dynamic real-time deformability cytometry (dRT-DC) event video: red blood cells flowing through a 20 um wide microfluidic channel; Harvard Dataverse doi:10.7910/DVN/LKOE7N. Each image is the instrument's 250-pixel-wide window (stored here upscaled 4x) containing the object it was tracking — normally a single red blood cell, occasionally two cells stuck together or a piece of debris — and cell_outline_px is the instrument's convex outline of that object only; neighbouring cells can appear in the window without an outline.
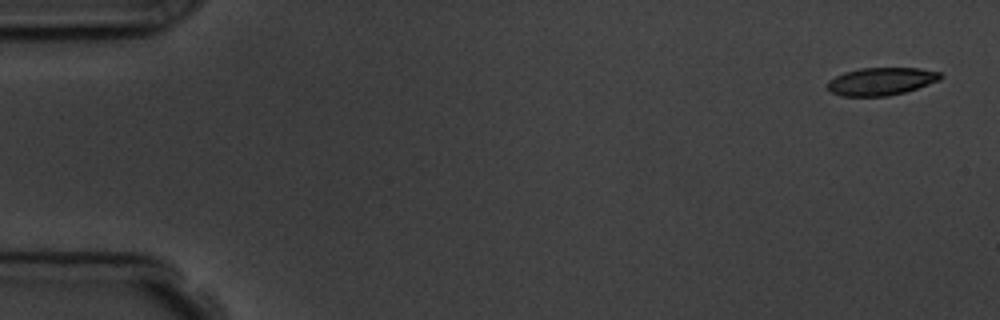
{"species": "common noctule bat (a hibernating species)", "species_latin": "Nyctalus noctula", "temperature_condition": "room temperature", "stored_images_in_passage": 5, "camera_frame_rate_fps": 3000, "um_per_image_px": 0.085, "animal": {"sex": "male", "body_mass_g": 19.5, "forearm_length_mm": 54.6}, "frame": {"image": 1, "passage_image": 1, "time_ms": 0.0, "image_size_px": [1000, 320], "cell_outline_px": [[944, 76], [940, 80], [904, 92], [888, 96], [840, 96], [832, 92], [828, 88], [828, 80], [844, 72], [860, 68], [920, 68], [940, 72]], "centroid_in_image_um": [74.9, 6.91], "position_along_channel_um": 10.1, "area_um2": 18.21}}
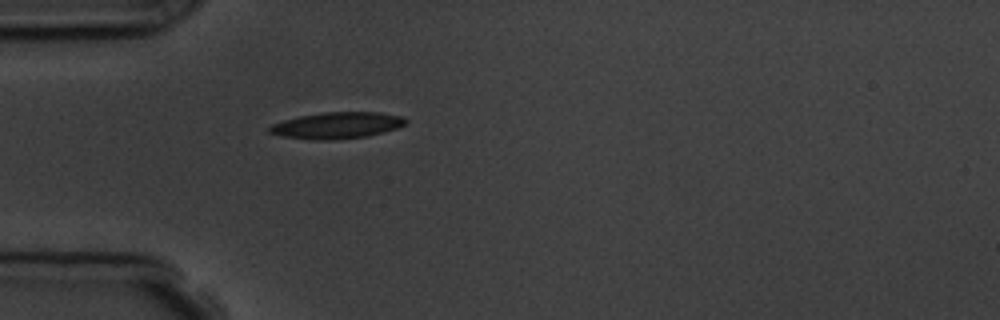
{"frame": {"image": 2, "passage_image": 5, "time_ms": 4.667, "image_size_px": [1000, 320], "cell_outline_px": [[408, 124], [396, 128], [368, 136], [332, 140], [312, 140], [284, 136], [268, 132], [268, 128], [272, 124], [284, 120], [300, 116], [324, 112], [380, 112], [400, 116], [408, 120]], "centroid_in_image_um": [28.66, 10.66], "position_along_channel_um": 56.3, "area_um2": 20.92}}